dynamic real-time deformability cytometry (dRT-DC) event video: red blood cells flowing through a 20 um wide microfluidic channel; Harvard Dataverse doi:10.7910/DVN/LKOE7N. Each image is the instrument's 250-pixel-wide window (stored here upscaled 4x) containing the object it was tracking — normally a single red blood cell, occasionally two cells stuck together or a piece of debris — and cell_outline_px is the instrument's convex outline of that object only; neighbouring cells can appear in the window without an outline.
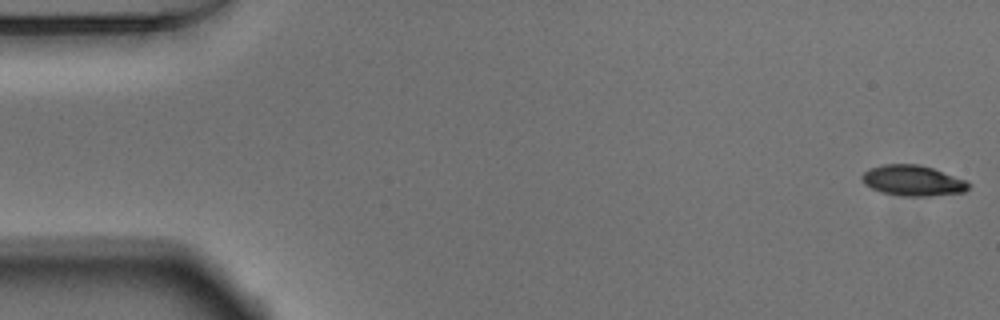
{"species": "Egyptian fruit bat (a non-hibernating species)", "species_latin": "Rousettus aegyptiacus", "temperature_condition": "warm", "stored_images_in_passage": 53, "segment_of_instrument_passage": [1, 2], "camera_frame_rate_fps": 3000, "um_per_image_px": 0.085, "animal": {"sex": "male"}, "frame": {"image": 1, "passage_image": 1, "time_ms": 0.0, "image_size_px": [1000, 320], "cell_outline_px": [[972, 184], [964, 192], [932, 196], [900, 196], [880, 192], [864, 184], [860, 176], [864, 172], [872, 168], [884, 164], [916, 164], [932, 168], [964, 180]], "centroid_in_image_um": [77.57, 15.36], "position_along_channel_um": 7.4, "area_um2": 18.9}}
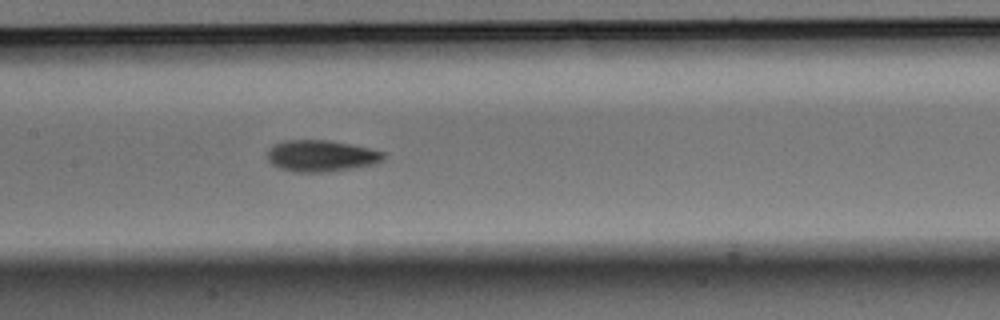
{"frame": {"image": 2, "passage_image": 25, "time_ms": 8.0, "image_size_px": [1000, 320], "cell_outline_px": [[384, 160], [376, 164], [356, 168], [328, 172], [292, 172], [280, 168], [272, 164], [268, 160], [268, 148], [272, 144], [284, 140], [328, 140], [368, 148], [384, 152]], "centroid_in_image_um": [27.28, 13.26], "position_along_channel_um": 180.1, "area_um2": 21.5}}
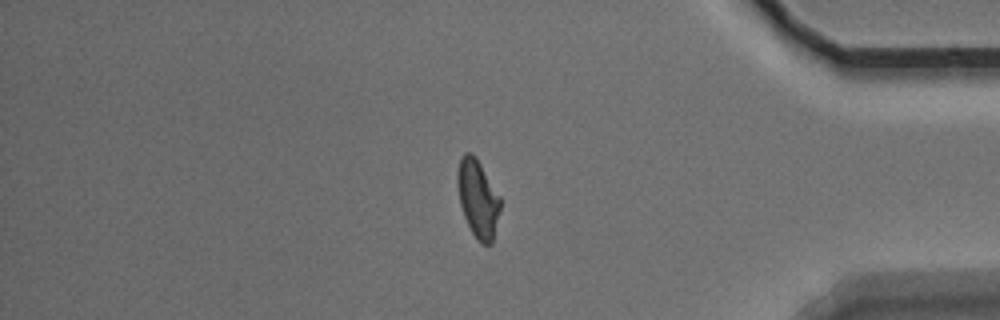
{"frame": {"image": 3, "passage_image": 44, "time_ms": 14.333, "image_size_px": [1000, 320], "cell_outline_px": [[500, 208], [492, 244], [480, 244], [472, 232], [464, 216], [460, 204], [456, 180], [456, 172], [460, 156], [464, 152], [472, 152], [476, 156], [500, 196]], "centroid_in_image_um": [40.6, 16.83], "position_along_channel_um": 394.6, "area_um2": 19.59}}